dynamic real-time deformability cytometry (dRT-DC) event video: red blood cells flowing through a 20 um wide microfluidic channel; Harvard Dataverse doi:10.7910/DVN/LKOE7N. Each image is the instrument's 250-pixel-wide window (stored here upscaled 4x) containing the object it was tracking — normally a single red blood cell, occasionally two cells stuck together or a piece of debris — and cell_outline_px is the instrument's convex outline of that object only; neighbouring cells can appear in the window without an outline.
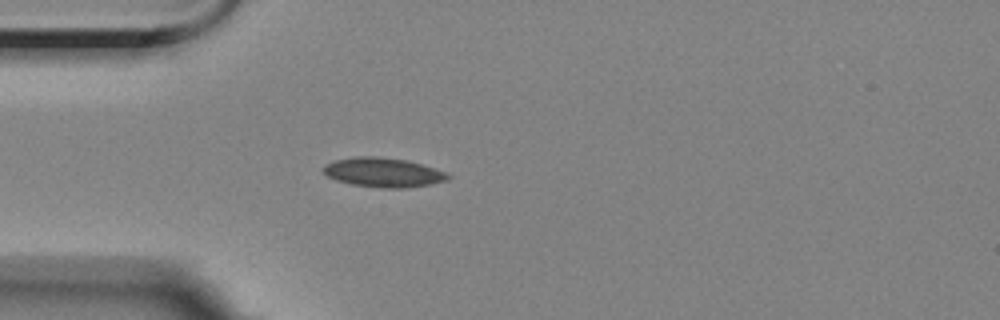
{"species": "Egyptian fruit bat (a non-hibernating species)", "species_latin": "Rousettus aegyptiacus", "temperature_condition": "room temperature", "stored_images_in_passage": 4, "camera_frame_rate_fps": 3000, "um_per_image_px": 0.085, "animal": {"sex": "female"}, "frame": {"image": 1, "passage_image": 4, "time_ms": 3.333, "image_size_px": [1000, 320], "cell_outline_px": [[452, 176], [444, 180], [428, 184], [404, 188], [380, 188], [352, 184], [336, 180], [328, 176], [324, 172], [324, 164], [336, 160], [356, 156], [372, 156], [404, 160], [420, 164], [444, 172]], "centroid_in_image_um": [32.52, 14.66], "position_along_channel_um": 52.5, "area_um2": 20.81}}